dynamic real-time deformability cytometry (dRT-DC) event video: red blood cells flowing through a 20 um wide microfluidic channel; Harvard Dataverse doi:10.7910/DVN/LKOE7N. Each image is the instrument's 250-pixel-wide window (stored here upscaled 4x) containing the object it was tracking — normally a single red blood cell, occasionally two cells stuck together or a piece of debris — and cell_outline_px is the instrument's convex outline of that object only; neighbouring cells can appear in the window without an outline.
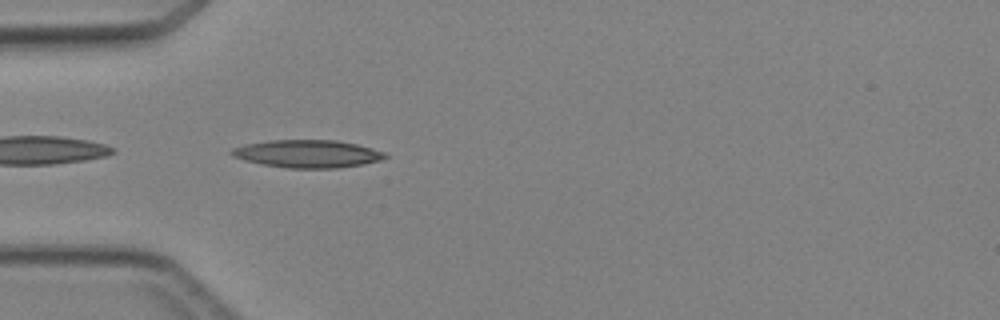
{"species": "Egyptian fruit bat (a non-hibernating species)", "species_latin": "Rousettus aegyptiacus", "temperature_condition": "cold", "stored_images_in_passage": 1, "camera_frame_rate_fps": 3000, "um_per_image_px": 0.085, "animal": {"sex": "female"}, "frame": {"image": 1, "passage_image": 1, "time_ms": 0.0, "image_size_px": [1000, 320], "cell_outline_px": [[388, 156], [380, 160], [364, 164], [340, 168], [284, 168], [260, 164], [244, 160], [232, 156], [228, 152], [232, 148], [244, 144], [268, 140], [336, 140], [356, 144], [372, 148], [384, 152]], "centroid_in_image_um": [26.09, 13.07], "position_along_channel_um": 58.9, "area_um2": 25.03}}